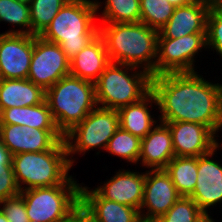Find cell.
Here are the masks:
<instances>
[{
  "label": "cell",
  "mask_w": 222,
  "mask_h": 222,
  "mask_svg": "<svg viewBox=\"0 0 222 222\" xmlns=\"http://www.w3.org/2000/svg\"><path fill=\"white\" fill-rule=\"evenodd\" d=\"M151 91L161 112L160 122H191L214 134L222 127V85L204 80L197 72L152 77Z\"/></svg>",
  "instance_id": "6da1fadb"
},
{
  "label": "cell",
  "mask_w": 222,
  "mask_h": 222,
  "mask_svg": "<svg viewBox=\"0 0 222 222\" xmlns=\"http://www.w3.org/2000/svg\"><path fill=\"white\" fill-rule=\"evenodd\" d=\"M73 162L65 140H62L51 150L13 155L12 165L16 182L20 191H23L65 183L71 177L68 171ZM22 183L27 184V187H22Z\"/></svg>",
  "instance_id": "5b68a950"
},
{
  "label": "cell",
  "mask_w": 222,
  "mask_h": 222,
  "mask_svg": "<svg viewBox=\"0 0 222 222\" xmlns=\"http://www.w3.org/2000/svg\"><path fill=\"white\" fill-rule=\"evenodd\" d=\"M0 139L12 155L53 149L64 135L59 129H37L29 126L0 124Z\"/></svg>",
  "instance_id": "8fae6325"
},
{
  "label": "cell",
  "mask_w": 222,
  "mask_h": 222,
  "mask_svg": "<svg viewBox=\"0 0 222 222\" xmlns=\"http://www.w3.org/2000/svg\"><path fill=\"white\" fill-rule=\"evenodd\" d=\"M219 147L221 146L218 144L209 153L198 157L196 186L189 197L203 212H208L207 208L222 201V166L209 159Z\"/></svg>",
  "instance_id": "2e32d148"
},
{
  "label": "cell",
  "mask_w": 222,
  "mask_h": 222,
  "mask_svg": "<svg viewBox=\"0 0 222 222\" xmlns=\"http://www.w3.org/2000/svg\"><path fill=\"white\" fill-rule=\"evenodd\" d=\"M209 7L190 2L175 7L169 21L159 30L158 38H178L193 33H206Z\"/></svg>",
  "instance_id": "ac0fdd59"
},
{
  "label": "cell",
  "mask_w": 222,
  "mask_h": 222,
  "mask_svg": "<svg viewBox=\"0 0 222 222\" xmlns=\"http://www.w3.org/2000/svg\"><path fill=\"white\" fill-rule=\"evenodd\" d=\"M102 23L140 22V0H106Z\"/></svg>",
  "instance_id": "484cf974"
},
{
  "label": "cell",
  "mask_w": 222,
  "mask_h": 222,
  "mask_svg": "<svg viewBox=\"0 0 222 222\" xmlns=\"http://www.w3.org/2000/svg\"><path fill=\"white\" fill-rule=\"evenodd\" d=\"M194 222H214L207 212H202Z\"/></svg>",
  "instance_id": "d590c367"
},
{
  "label": "cell",
  "mask_w": 222,
  "mask_h": 222,
  "mask_svg": "<svg viewBox=\"0 0 222 222\" xmlns=\"http://www.w3.org/2000/svg\"><path fill=\"white\" fill-rule=\"evenodd\" d=\"M141 139L119 127L107 144V152L137 163L140 156Z\"/></svg>",
  "instance_id": "83f0119b"
},
{
  "label": "cell",
  "mask_w": 222,
  "mask_h": 222,
  "mask_svg": "<svg viewBox=\"0 0 222 222\" xmlns=\"http://www.w3.org/2000/svg\"><path fill=\"white\" fill-rule=\"evenodd\" d=\"M80 213L89 222H142L140 211L102 198L95 190L80 186Z\"/></svg>",
  "instance_id": "9a60e30c"
},
{
  "label": "cell",
  "mask_w": 222,
  "mask_h": 222,
  "mask_svg": "<svg viewBox=\"0 0 222 222\" xmlns=\"http://www.w3.org/2000/svg\"><path fill=\"white\" fill-rule=\"evenodd\" d=\"M99 7V1L69 0L40 36L59 44L71 61L99 34V27L94 20Z\"/></svg>",
  "instance_id": "3957f363"
},
{
  "label": "cell",
  "mask_w": 222,
  "mask_h": 222,
  "mask_svg": "<svg viewBox=\"0 0 222 222\" xmlns=\"http://www.w3.org/2000/svg\"><path fill=\"white\" fill-rule=\"evenodd\" d=\"M190 2L199 3V0H189Z\"/></svg>",
  "instance_id": "60d3db41"
},
{
  "label": "cell",
  "mask_w": 222,
  "mask_h": 222,
  "mask_svg": "<svg viewBox=\"0 0 222 222\" xmlns=\"http://www.w3.org/2000/svg\"><path fill=\"white\" fill-rule=\"evenodd\" d=\"M27 27L26 30H10L6 34L32 35L30 21V5L18 2L17 0H0V22Z\"/></svg>",
  "instance_id": "4316f807"
},
{
  "label": "cell",
  "mask_w": 222,
  "mask_h": 222,
  "mask_svg": "<svg viewBox=\"0 0 222 222\" xmlns=\"http://www.w3.org/2000/svg\"><path fill=\"white\" fill-rule=\"evenodd\" d=\"M181 196L165 169L146 173L143 202L140 207L142 222H154L165 214ZM148 208L147 213H142Z\"/></svg>",
  "instance_id": "4fadbf2b"
},
{
  "label": "cell",
  "mask_w": 222,
  "mask_h": 222,
  "mask_svg": "<svg viewBox=\"0 0 222 222\" xmlns=\"http://www.w3.org/2000/svg\"><path fill=\"white\" fill-rule=\"evenodd\" d=\"M110 63L104 40L98 34L70 61V75L95 83Z\"/></svg>",
  "instance_id": "ffe728a7"
},
{
  "label": "cell",
  "mask_w": 222,
  "mask_h": 222,
  "mask_svg": "<svg viewBox=\"0 0 222 222\" xmlns=\"http://www.w3.org/2000/svg\"><path fill=\"white\" fill-rule=\"evenodd\" d=\"M199 3L208 6L209 8L214 6H221L222 0H199Z\"/></svg>",
  "instance_id": "e575fe53"
},
{
  "label": "cell",
  "mask_w": 222,
  "mask_h": 222,
  "mask_svg": "<svg viewBox=\"0 0 222 222\" xmlns=\"http://www.w3.org/2000/svg\"><path fill=\"white\" fill-rule=\"evenodd\" d=\"M45 101V90L29 79H0V113L7 108L26 107Z\"/></svg>",
  "instance_id": "44dd1931"
},
{
  "label": "cell",
  "mask_w": 222,
  "mask_h": 222,
  "mask_svg": "<svg viewBox=\"0 0 222 222\" xmlns=\"http://www.w3.org/2000/svg\"><path fill=\"white\" fill-rule=\"evenodd\" d=\"M78 222H89L81 213H79V220Z\"/></svg>",
  "instance_id": "f35d334b"
},
{
  "label": "cell",
  "mask_w": 222,
  "mask_h": 222,
  "mask_svg": "<svg viewBox=\"0 0 222 222\" xmlns=\"http://www.w3.org/2000/svg\"><path fill=\"white\" fill-rule=\"evenodd\" d=\"M205 46L207 48L206 33H193L178 38H157L155 76L195 72L194 56Z\"/></svg>",
  "instance_id": "9c48e42d"
},
{
  "label": "cell",
  "mask_w": 222,
  "mask_h": 222,
  "mask_svg": "<svg viewBox=\"0 0 222 222\" xmlns=\"http://www.w3.org/2000/svg\"><path fill=\"white\" fill-rule=\"evenodd\" d=\"M101 24L99 35L111 62L137 68L143 65L142 69L155 77L158 30L142 22Z\"/></svg>",
  "instance_id": "7a4b0ae2"
},
{
  "label": "cell",
  "mask_w": 222,
  "mask_h": 222,
  "mask_svg": "<svg viewBox=\"0 0 222 222\" xmlns=\"http://www.w3.org/2000/svg\"><path fill=\"white\" fill-rule=\"evenodd\" d=\"M0 204H3L0 209L9 222H30L21 193L0 201Z\"/></svg>",
  "instance_id": "1f68e13d"
},
{
  "label": "cell",
  "mask_w": 222,
  "mask_h": 222,
  "mask_svg": "<svg viewBox=\"0 0 222 222\" xmlns=\"http://www.w3.org/2000/svg\"><path fill=\"white\" fill-rule=\"evenodd\" d=\"M203 211L190 197H180L174 205L154 222H194Z\"/></svg>",
  "instance_id": "f546056e"
},
{
  "label": "cell",
  "mask_w": 222,
  "mask_h": 222,
  "mask_svg": "<svg viewBox=\"0 0 222 222\" xmlns=\"http://www.w3.org/2000/svg\"><path fill=\"white\" fill-rule=\"evenodd\" d=\"M0 222H9V221L6 219L4 213L1 211V209H0Z\"/></svg>",
  "instance_id": "74e56055"
},
{
  "label": "cell",
  "mask_w": 222,
  "mask_h": 222,
  "mask_svg": "<svg viewBox=\"0 0 222 222\" xmlns=\"http://www.w3.org/2000/svg\"><path fill=\"white\" fill-rule=\"evenodd\" d=\"M30 222H78L80 184L72 176L63 184L20 191Z\"/></svg>",
  "instance_id": "8992f818"
},
{
  "label": "cell",
  "mask_w": 222,
  "mask_h": 222,
  "mask_svg": "<svg viewBox=\"0 0 222 222\" xmlns=\"http://www.w3.org/2000/svg\"><path fill=\"white\" fill-rule=\"evenodd\" d=\"M168 125L177 157H199L212 151L218 142L205 125L191 122H164Z\"/></svg>",
  "instance_id": "5bb4252c"
},
{
  "label": "cell",
  "mask_w": 222,
  "mask_h": 222,
  "mask_svg": "<svg viewBox=\"0 0 222 222\" xmlns=\"http://www.w3.org/2000/svg\"><path fill=\"white\" fill-rule=\"evenodd\" d=\"M136 68L111 62L94 83L96 103L103 108L119 110L145 97L151 91L152 76L144 70H135L131 75L126 71Z\"/></svg>",
  "instance_id": "52a82bcc"
},
{
  "label": "cell",
  "mask_w": 222,
  "mask_h": 222,
  "mask_svg": "<svg viewBox=\"0 0 222 222\" xmlns=\"http://www.w3.org/2000/svg\"><path fill=\"white\" fill-rule=\"evenodd\" d=\"M70 74V61L59 44L34 35V50L28 78L44 90Z\"/></svg>",
  "instance_id": "30bf717a"
},
{
  "label": "cell",
  "mask_w": 222,
  "mask_h": 222,
  "mask_svg": "<svg viewBox=\"0 0 222 222\" xmlns=\"http://www.w3.org/2000/svg\"><path fill=\"white\" fill-rule=\"evenodd\" d=\"M175 7L166 0H140V22L160 30L171 18Z\"/></svg>",
  "instance_id": "f1b7e54d"
},
{
  "label": "cell",
  "mask_w": 222,
  "mask_h": 222,
  "mask_svg": "<svg viewBox=\"0 0 222 222\" xmlns=\"http://www.w3.org/2000/svg\"><path fill=\"white\" fill-rule=\"evenodd\" d=\"M17 1L30 5L33 0H17Z\"/></svg>",
  "instance_id": "ab89813d"
},
{
  "label": "cell",
  "mask_w": 222,
  "mask_h": 222,
  "mask_svg": "<svg viewBox=\"0 0 222 222\" xmlns=\"http://www.w3.org/2000/svg\"><path fill=\"white\" fill-rule=\"evenodd\" d=\"M198 157L175 156L167 164L165 171L169 174L181 197H189L196 186Z\"/></svg>",
  "instance_id": "cb8c5ba5"
},
{
  "label": "cell",
  "mask_w": 222,
  "mask_h": 222,
  "mask_svg": "<svg viewBox=\"0 0 222 222\" xmlns=\"http://www.w3.org/2000/svg\"><path fill=\"white\" fill-rule=\"evenodd\" d=\"M45 101L63 135L98 106L95 84L70 74L45 90Z\"/></svg>",
  "instance_id": "277c9868"
},
{
  "label": "cell",
  "mask_w": 222,
  "mask_h": 222,
  "mask_svg": "<svg viewBox=\"0 0 222 222\" xmlns=\"http://www.w3.org/2000/svg\"><path fill=\"white\" fill-rule=\"evenodd\" d=\"M206 38L208 48L216 50L222 57V5L209 9Z\"/></svg>",
  "instance_id": "4dcf8cb0"
},
{
  "label": "cell",
  "mask_w": 222,
  "mask_h": 222,
  "mask_svg": "<svg viewBox=\"0 0 222 222\" xmlns=\"http://www.w3.org/2000/svg\"><path fill=\"white\" fill-rule=\"evenodd\" d=\"M166 1L170 2V4L173 5L174 7H179L190 3L189 0H166Z\"/></svg>",
  "instance_id": "8d00e7d4"
},
{
  "label": "cell",
  "mask_w": 222,
  "mask_h": 222,
  "mask_svg": "<svg viewBox=\"0 0 222 222\" xmlns=\"http://www.w3.org/2000/svg\"><path fill=\"white\" fill-rule=\"evenodd\" d=\"M19 193L14 171H0V201Z\"/></svg>",
  "instance_id": "d6a6232c"
},
{
  "label": "cell",
  "mask_w": 222,
  "mask_h": 222,
  "mask_svg": "<svg viewBox=\"0 0 222 222\" xmlns=\"http://www.w3.org/2000/svg\"><path fill=\"white\" fill-rule=\"evenodd\" d=\"M119 127L118 110L97 106L64 135L68 155L97 147L105 150Z\"/></svg>",
  "instance_id": "ba28073f"
},
{
  "label": "cell",
  "mask_w": 222,
  "mask_h": 222,
  "mask_svg": "<svg viewBox=\"0 0 222 222\" xmlns=\"http://www.w3.org/2000/svg\"><path fill=\"white\" fill-rule=\"evenodd\" d=\"M160 123L141 139L139 159L151 170L165 169L175 157L171 131L166 123Z\"/></svg>",
  "instance_id": "d6986e66"
},
{
  "label": "cell",
  "mask_w": 222,
  "mask_h": 222,
  "mask_svg": "<svg viewBox=\"0 0 222 222\" xmlns=\"http://www.w3.org/2000/svg\"><path fill=\"white\" fill-rule=\"evenodd\" d=\"M13 155L9 149L3 144L0 139V171H14L13 170Z\"/></svg>",
  "instance_id": "836d02e7"
},
{
  "label": "cell",
  "mask_w": 222,
  "mask_h": 222,
  "mask_svg": "<svg viewBox=\"0 0 222 222\" xmlns=\"http://www.w3.org/2000/svg\"><path fill=\"white\" fill-rule=\"evenodd\" d=\"M0 124L29 126L37 129H58L46 101L26 107H12L0 113Z\"/></svg>",
  "instance_id": "603a6c76"
},
{
  "label": "cell",
  "mask_w": 222,
  "mask_h": 222,
  "mask_svg": "<svg viewBox=\"0 0 222 222\" xmlns=\"http://www.w3.org/2000/svg\"><path fill=\"white\" fill-rule=\"evenodd\" d=\"M149 102L151 106L152 103L157 105V99L152 91L140 101L120 108L118 110L120 127L140 139L144 138L157 122L150 115Z\"/></svg>",
  "instance_id": "7402d4cb"
},
{
  "label": "cell",
  "mask_w": 222,
  "mask_h": 222,
  "mask_svg": "<svg viewBox=\"0 0 222 222\" xmlns=\"http://www.w3.org/2000/svg\"><path fill=\"white\" fill-rule=\"evenodd\" d=\"M146 173L120 171L94 190L104 199L138 209L143 202Z\"/></svg>",
  "instance_id": "e0dca14e"
},
{
  "label": "cell",
  "mask_w": 222,
  "mask_h": 222,
  "mask_svg": "<svg viewBox=\"0 0 222 222\" xmlns=\"http://www.w3.org/2000/svg\"><path fill=\"white\" fill-rule=\"evenodd\" d=\"M69 0H33L30 4L32 35L40 36Z\"/></svg>",
  "instance_id": "d4e9b609"
},
{
  "label": "cell",
  "mask_w": 222,
  "mask_h": 222,
  "mask_svg": "<svg viewBox=\"0 0 222 222\" xmlns=\"http://www.w3.org/2000/svg\"><path fill=\"white\" fill-rule=\"evenodd\" d=\"M34 35L0 34V79H27Z\"/></svg>",
  "instance_id": "7c38bea8"
}]
</instances>
